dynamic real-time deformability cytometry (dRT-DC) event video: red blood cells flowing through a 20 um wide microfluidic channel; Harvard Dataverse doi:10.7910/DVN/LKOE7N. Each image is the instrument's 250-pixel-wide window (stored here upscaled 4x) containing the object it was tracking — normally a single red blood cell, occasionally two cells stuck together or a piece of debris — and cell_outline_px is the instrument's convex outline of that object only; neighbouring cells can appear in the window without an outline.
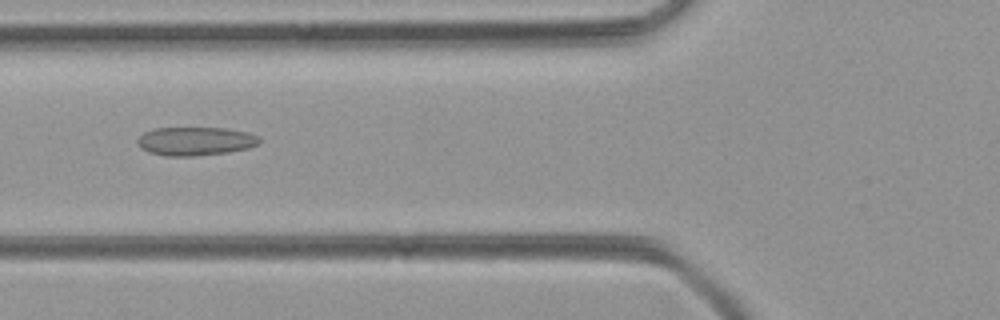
{"species": "common noctule bat (a hibernating species)", "species_latin": "Nyctalus noctula", "temperature_condition": "room temperature", "stored_images_in_passage": 47, "camera_frame_rate_fps": 3000, "um_per_image_px": 0.085, "animal": {"sex": "female", "body_mass_g": 21.9}, "frame": {"image": 1, "passage_image": 16, "time_ms": 5.0, "image_size_px": [1000, 320], "cell_outline_px": [[260, 144], [248, 148], [228, 152], [192, 156], [164, 156], [148, 152], [140, 148], [136, 140], [144, 132], [156, 128], [228, 128], [248, 132], [256, 136], [260, 140]], "centroid_in_image_um": [16.59, 12.0], "position_along_channel_um": 109.2, "area_um2": 20.35}}
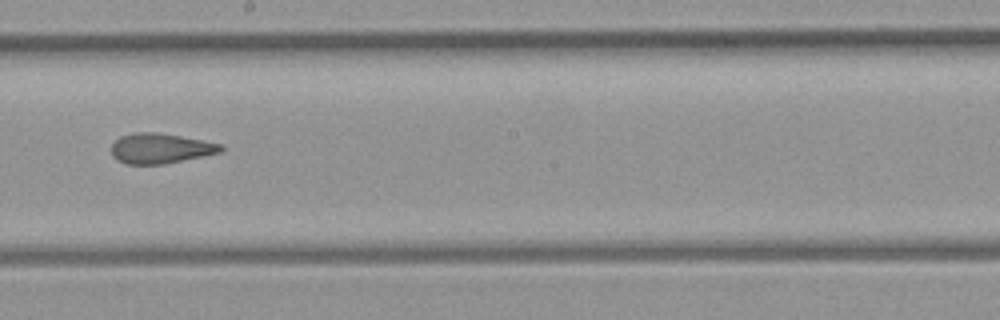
{"frame": {"image": 2, "passage_image": 25, "time_ms": 8.0, "image_size_px": [1000, 320], "cell_outline_px": [[224, 148], [220, 152], [164, 164], [128, 164], [116, 160], [112, 156], [112, 144], [120, 136], [132, 132], [156, 132], [180, 136], [220, 144]], "centroid_in_image_um": [13.57, 12.61], "position_along_channel_um": 234.6, "area_um2": 19.02}}
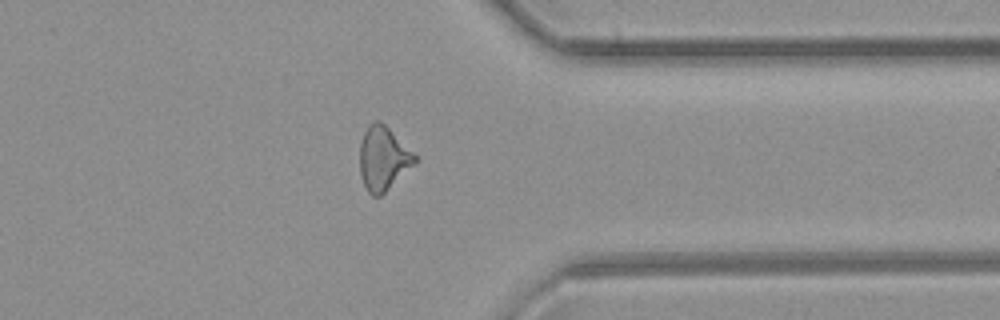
{"frame": {"image": 3, "passage_image": 36, "time_ms": 11.667, "image_size_px": [1000, 320], "cell_outline_px": [[420, 160], [416, 164], [380, 196], [372, 196], [368, 192], [360, 176], [360, 144], [364, 132], [368, 124], [372, 120], [380, 120]], "centroid_in_image_um": [32.57, 13.47], "position_along_channel_um": 378.8, "area_um2": 20.46}}